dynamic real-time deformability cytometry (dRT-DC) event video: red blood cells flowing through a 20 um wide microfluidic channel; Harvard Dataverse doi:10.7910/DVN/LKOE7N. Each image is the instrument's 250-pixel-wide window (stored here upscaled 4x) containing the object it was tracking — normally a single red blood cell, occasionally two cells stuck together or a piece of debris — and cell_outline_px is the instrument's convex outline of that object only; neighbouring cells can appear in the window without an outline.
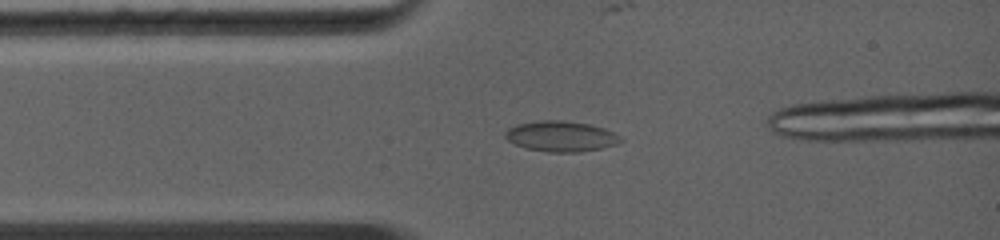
{"species": "common noctule bat (a hibernating species)", "species_latin": "Nyctalus noctula", "temperature_condition": "warm", "stored_images_in_passage": 6, "camera_frame_rate_fps": 5000, "um_per_image_px": 0.085, "animal": {"sex": "female", "body_mass_g": 19.0, "forearm_length_mm": 56.7}, "frame": {"image": 1, "passage_image": 3, "time_ms": 1.6, "image_size_px": [1000, 240], "cell_outline_px": [[624, 140], [616, 144], [600, 148], [580, 152], [548, 152], [524, 148], [508, 140], [504, 136], [504, 132], [508, 128], [516, 124], [540, 120], [564, 120], [588, 124], [604, 128], [620, 136]], "centroid_in_image_um": [47.65, 11.58], "position_along_channel_um": 37.3, "area_um2": 20.58}}
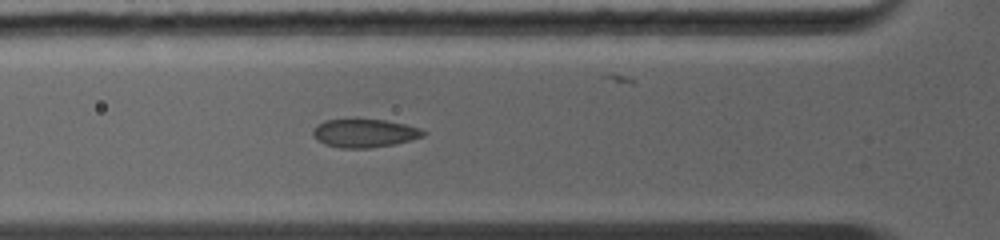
{"frame": {"image": 2, "passage_image": 5, "time_ms": 3.0, "image_size_px": [1000, 240], "cell_outline_px": [[428, 132], [424, 136], [392, 144], [368, 148], [340, 148], [324, 144], [316, 140], [312, 136], [312, 132], [316, 124], [324, 120], [352, 116], [356, 116], [384, 120], [404, 124], [420, 128]], "centroid_in_image_um": [30.89, 11.26], "position_along_channel_um": 94.9, "area_um2": 19.02}}